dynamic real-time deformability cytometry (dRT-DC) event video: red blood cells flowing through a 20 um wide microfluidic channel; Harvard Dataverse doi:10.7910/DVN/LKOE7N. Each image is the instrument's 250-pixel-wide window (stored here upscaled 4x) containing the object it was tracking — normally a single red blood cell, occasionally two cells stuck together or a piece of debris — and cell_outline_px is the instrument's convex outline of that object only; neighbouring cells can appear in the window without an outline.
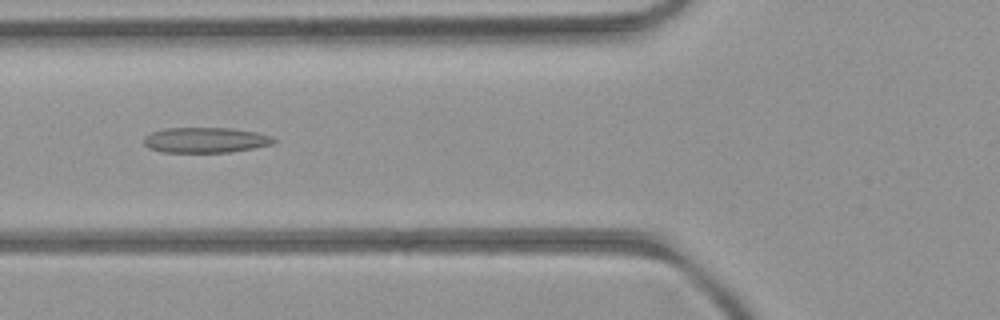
{"species": "common noctule bat (a hibernating species)", "species_latin": "Nyctalus noctula", "temperature_condition": "room temperature", "stored_images_in_passage": 47, "camera_frame_rate_fps": 3000, "um_per_image_px": 0.085, "animal": {"sex": "female", "body_mass_g": 21.9}, "frame": {"image": 1, "passage_image": 19, "time_ms": 6.0, "image_size_px": [1000, 320], "cell_outline_px": [[276, 140], [272, 144], [252, 148], [228, 152], [160, 152], [148, 148], [144, 144], [144, 136], [152, 132], [164, 128], [232, 128], [256, 132], [272, 136]], "centroid_in_image_um": [17.43, 11.9], "position_along_channel_um": 108.4, "area_um2": 19.19}}
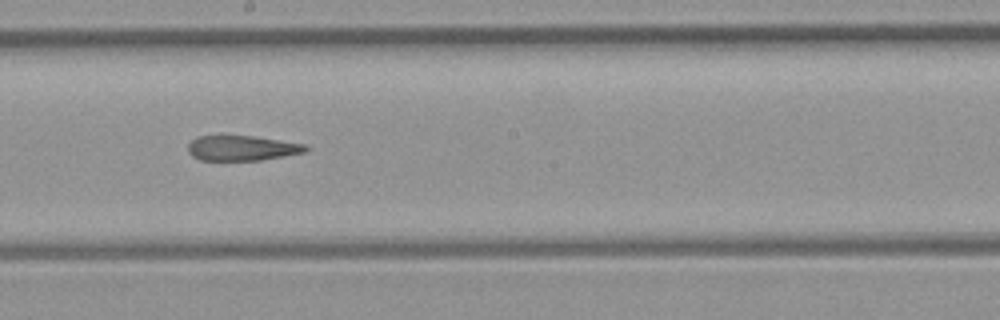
{"frame": {"image": 2, "passage_image": 28, "time_ms": 9.0, "image_size_px": [1000, 320], "cell_outline_px": [[308, 148], [304, 152], [284, 156], [260, 160], [200, 160], [192, 156], [188, 152], [188, 144], [196, 136], [252, 136], [308, 144]], "centroid_in_image_um": [20.56, 12.59], "position_along_channel_um": 227.6, "area_um2": 17.17}}
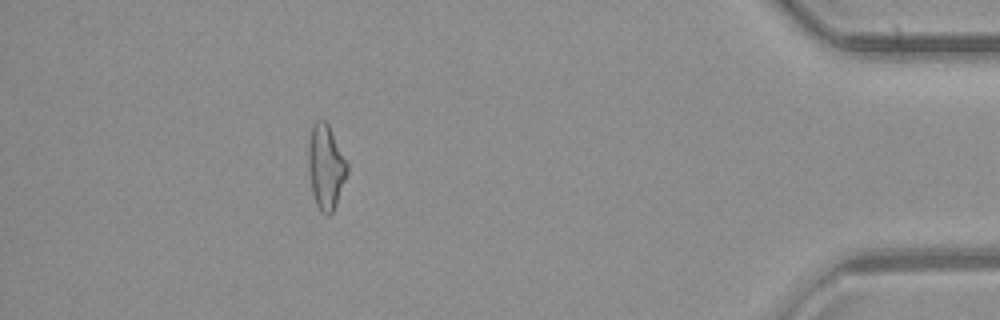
{"frame": {"image": 3, "passage_image": 46, "time_ms": 15.0, "image_size_px": [1000, 320], "cell_outline_px": [[348, 172], [336, 204], [332, 212], [328, 216], [320, 212], [316, 204], [312, 192], [308, 172], [308, 140], [312, 124], [316, 120], [324, 120], [328, 124], [348, 164]], "centroid_in_image_um": [27.67, 14.18], "position_along_channel_um": 407.5, "area_um2": 19.25}}